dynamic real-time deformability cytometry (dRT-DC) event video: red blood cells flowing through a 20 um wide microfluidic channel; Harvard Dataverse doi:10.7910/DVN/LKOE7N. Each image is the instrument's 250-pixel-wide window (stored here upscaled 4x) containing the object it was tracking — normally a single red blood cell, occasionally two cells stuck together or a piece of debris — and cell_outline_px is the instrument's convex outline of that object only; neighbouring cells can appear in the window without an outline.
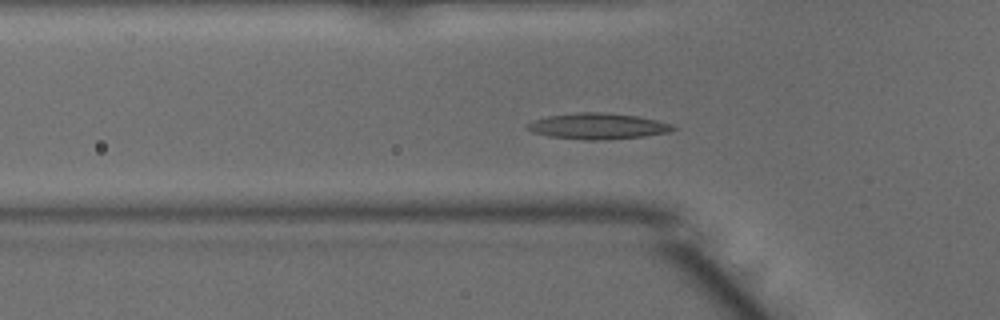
{"species": "common noctule bat (a hibernating species)", "species_latin": "Nyctalus noctula", "temperature_condition": "warm", "stored_images_in_passage": 52, "camera_frame_rate_fps": 3000, "um_per_image_px": 0.085, "animal": {"sex": "male", "body_mass_g": 15.6}, "frame": {"image": 1, "passage_image": 17, "time_ms": 5.333, "image_size_px": [1000, 320], "cell_outline_px": [[676, 128], [668, 132], [644, 136], [592, 140], [548, 136], [532, 132], [528, 128], [528, 124], [532, 120], [548, 116], [576, 112], [600, 112], [636, 116], [656, 120], [672, 124]], "centroid_in_image_um": [50.79, 10.71], "position_along_channel_um": 75.0, "area_um2": 21.62}}
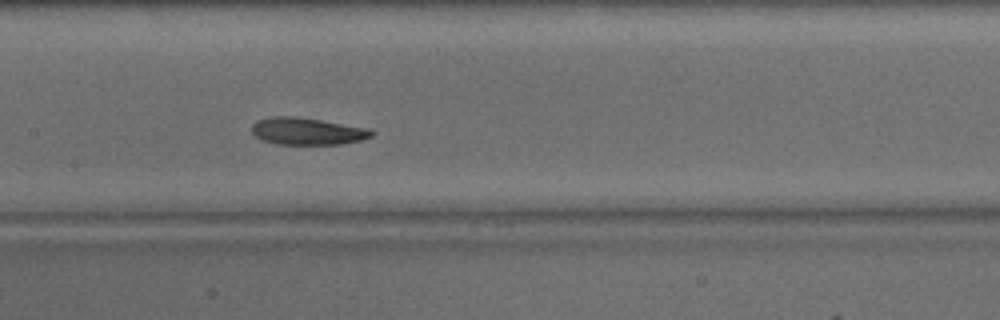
{"frame": {"image": 2, "passage_image": 25, "time_ms": 8.0, "image_size_px": [1000, 320], "cell_outline_px": [[376, 132], [372, 136], [360, 140], [340, 144], [276, 144], [264, 140], [256, 136], [252, 132], [252, 124], [256, 120], [272, 116], [292, 116], [320, 120], [368, 128]], "centroid_in_image_um": [26.1, 11.15], "position_along_channel_um": 181.3, "area_um2": 18.79}}
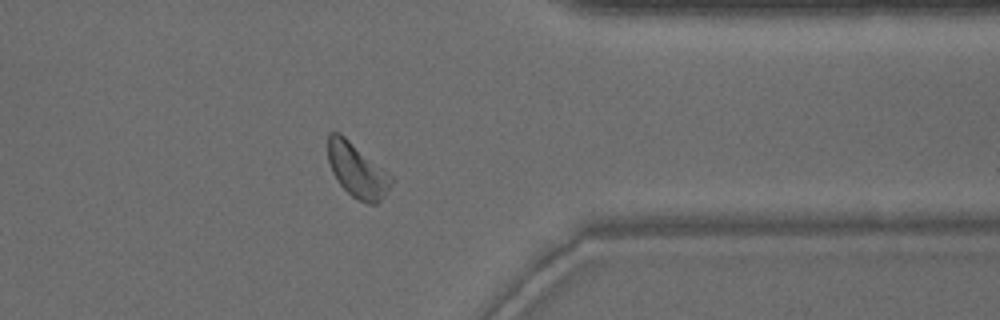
{"frame": {"image": 3, "passage_image": 41, "time_ms": 13.333, "image_size_px": [1000, 320], "cell_outline_px": [[392, 184], [380, 200], [376, 204], [368, 204], [356, 200], [336, 180], [332, 172], [328, 160], [328, 132], [340, 132], [392, 176]], "centroid_in_image_um": [30.33, 14.48], "position_along_channel_um": 381.1, "area_um2": 19.83}, "authors_computed_cell_mechanics": {"area_um2": 20.1722, "velocity_mm_per_s": 3.9586, "shape_relaxation_time_tau1_ms": 3.5391, "shape_relaxation_time_tau2_ms": 1.8232, "deformation_change_tau1": 0.1141, "deformation_change_tau2": 0.0772}}